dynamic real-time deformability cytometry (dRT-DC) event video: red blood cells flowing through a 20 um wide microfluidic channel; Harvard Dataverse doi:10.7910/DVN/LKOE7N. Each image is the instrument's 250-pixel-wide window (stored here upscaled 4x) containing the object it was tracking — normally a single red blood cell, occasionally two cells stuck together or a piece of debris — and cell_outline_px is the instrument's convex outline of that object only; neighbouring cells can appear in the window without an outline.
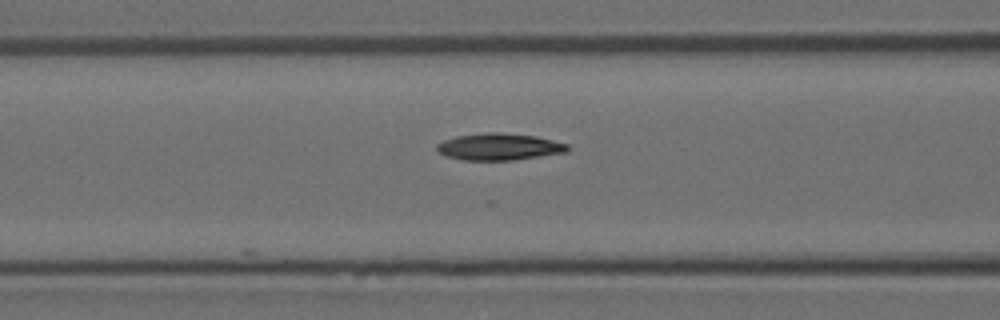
{"species": "Egyptian fruit bat (a non-hibernating species)", "species_latin": "Rousettus aegyptiacus", "temperature_condition": "room temperature", "stored_images_in_passage": 21, "camera_frame_rate_fps": 3000, "um_per_image_px": 0.085, "animal": {"sex": "female"}, "frame": {"image": 1, "passage_image": 11, "time_ms": 3.333, "image_size_px": [1000, 320], "cell_outline_px": [[568, 152], [512, 160], [464, 160], [448, 156], [440, 152], [436, 148], [436, 144], [444, 140], [456, 136], [484, 132], [496, 132], [536, 136], [568, 144]], "centroid_in_image_um": [42.43, 12.47], "position_along_channel_um": 124.2, "area_um2": 20.29}}
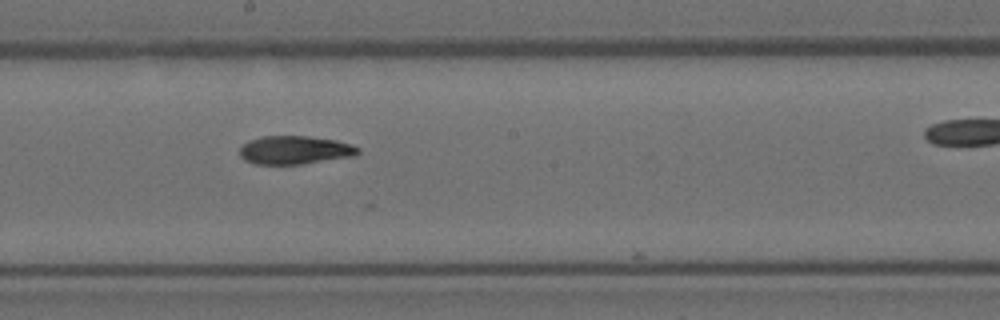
{"frame": {"image": 2, "passage_image": 18, "time_ms": 5.667, "image_size_px": [1000, 320], "cell_outline_px": [[360, 152], [356, 156], [300, 164], [256, 164], [244, 160], [240, 156], [240, 148], [248, 140], [264, 136], [308, 136], [336, 140], [352, 144], [360, 148]], "centroid_in_image_um": [25.09, 12.75], "position_along_channel_um": 223.1, "area_um2": 19.65}}